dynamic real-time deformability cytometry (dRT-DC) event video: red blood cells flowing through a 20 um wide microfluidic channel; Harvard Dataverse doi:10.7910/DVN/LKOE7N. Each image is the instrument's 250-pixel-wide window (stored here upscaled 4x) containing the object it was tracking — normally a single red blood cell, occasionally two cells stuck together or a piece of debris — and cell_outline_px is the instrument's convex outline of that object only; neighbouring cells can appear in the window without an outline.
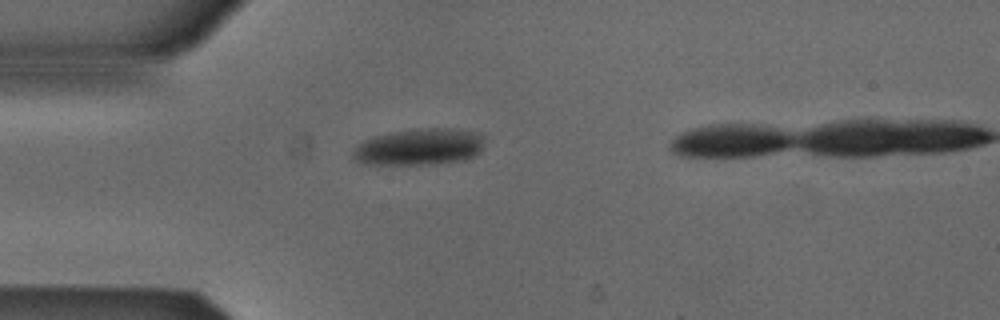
{"species": "Egyptian fruit bat (a non-hibernating species)", "species_latin": "Rousettus aegyptiacus", "temperature_condition": "cold", "stored_images_in_passage": 4, "camera_frame_rate_fps": 3000, "um_per_image_px": 0.085, "animal": {"sex": "male"}, "frame": {"image": 1, "passage_image": 4, "time_ms": 1.0, "image_size_px": [1000, 320], "cell_outline_px": [[484, 144], [480, 152], [476, 156], [464, 160], [432, 164], [360, 164], [352, 156], [352, 148], [364, 140], [372, 136], [388, 132], [412, 128], [460, 128], [480, 132], [484, 136]], "centroid_in_image_um": [35.66, 12.46], "position_along_channel_um": 49.3, "area_um2": 28.9}}